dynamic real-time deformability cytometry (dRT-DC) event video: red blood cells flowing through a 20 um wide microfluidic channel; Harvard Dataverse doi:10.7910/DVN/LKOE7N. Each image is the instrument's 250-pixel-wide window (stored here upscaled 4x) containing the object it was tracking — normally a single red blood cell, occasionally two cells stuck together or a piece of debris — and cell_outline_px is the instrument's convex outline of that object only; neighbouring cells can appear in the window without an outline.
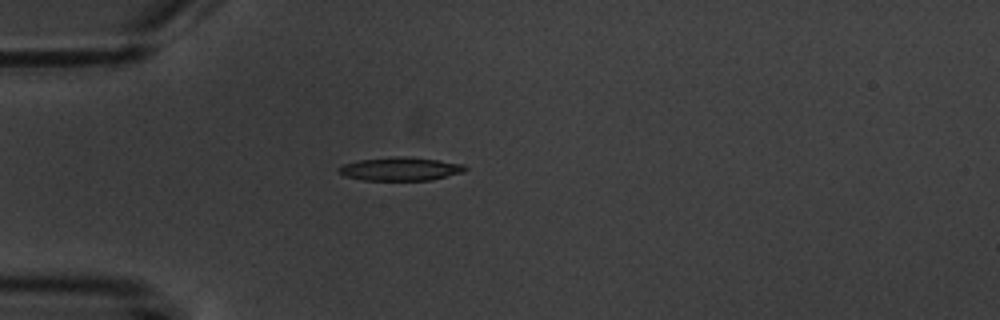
{"species": "common noctule bat (a hibernating species)", "species_latin": "Nyctalus noctula", "temperature_condition": "warm", "stored_images_in_passage": 2, "camera_frame_rate_fps": 3000, "um_per_image_px": 0.085, "animal": {"sex": "male", "body_mass_g": 20.1, "forearm_length_mm": 53.5}, "frame": {"image": 1, "passage_image": 2, "time_ms": 1.333, "image_size_px": [1000, 320], "cell_outline_px": [[468, 168], [464, 172], [432, 180], [364, 180], [344, 176], [336, 172], [336, 168], [344, 164], [360, 160], [396, 156], [404, 156], [436, 160], [464, 164]], "centroid_in_image_um": [34.01, 14.36], "position_along_channel_um": 51.0, "area_um2": 17.28}}